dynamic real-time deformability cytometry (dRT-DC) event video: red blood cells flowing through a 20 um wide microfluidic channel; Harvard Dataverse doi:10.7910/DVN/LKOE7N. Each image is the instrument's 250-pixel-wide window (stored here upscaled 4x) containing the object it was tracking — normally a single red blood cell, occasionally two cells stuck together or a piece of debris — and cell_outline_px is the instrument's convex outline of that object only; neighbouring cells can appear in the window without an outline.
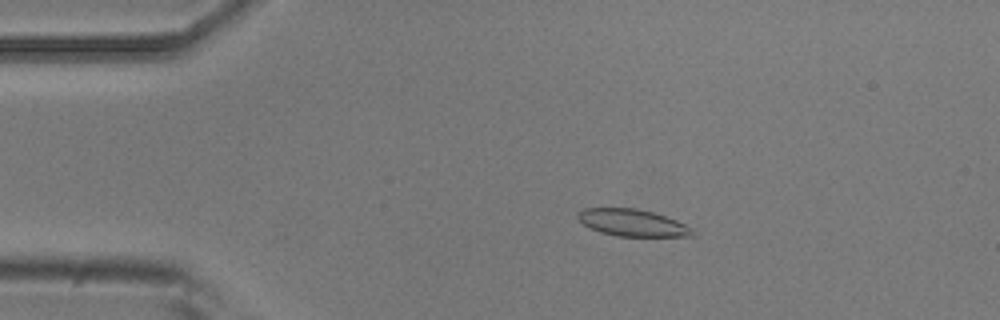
{"species": "common noctule bat (a hibernating species)", "species_latin": "Nyctalus noctula", "temperature_condition": "room temperature", "stored_images_in_passage": 28, "camera_frame_rate_fps": 3000, "um_per_image_px": 0.085, "animal": {"sex": "male", "body_mass_g": 20.5, "forearm_length_mm": 52.5}, "frame": {"image": 1, "passage_image": 10, "time_ms": 3.0, "image_size_px": [1000, 320], "cell_outline_px": [[692, 236], [616, 236], [600, 232], [584, 224], [576, 216], [584, 208], [636, 208], [652, 212], [676, 220], [692, 228]], "centroid_in_image_um": [53.74, 18.93], "position_along_channel_um": 31.3, "area_um2": 17.69}}
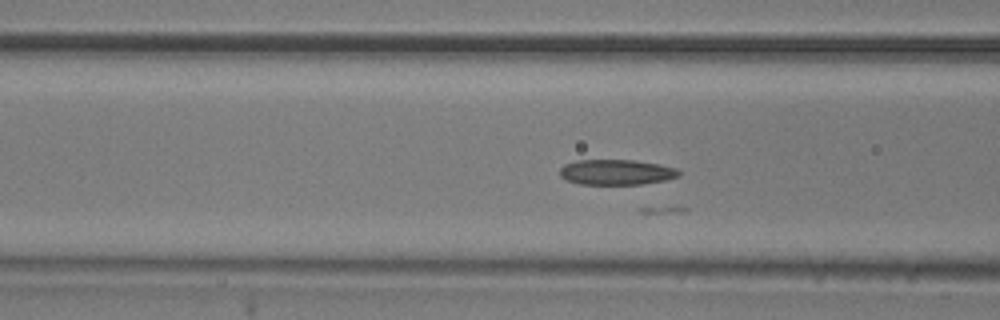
{"frame": {"image": 2, "passage_image": 20, "time_ms": 6.333, "image_size_px": [1000, 320], "cell_outline_px": [[680, 176], [664, 180], [640, 184], [580, 184], [564, 180], [560, 176], [560, 168], [564, 164], [576, 160], [632, 160], [660, 164], [676, 168], [680, 172]], "centroid_in_image_um": [52.36, 14.63], "position_along_channel_um": 114.2, "area_um2": 17.63}}
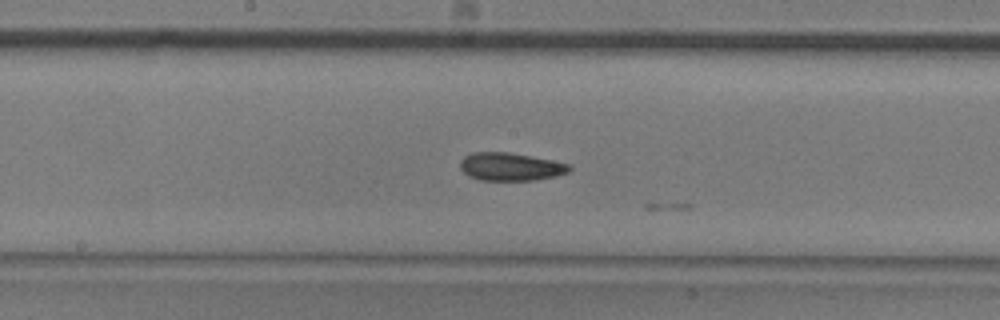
{"frame": {"image": 3, "passage_image": 27, "time_ms": 8.667, "image_size_px": [1000, 320], "cell_outline_px": [[572, 168], [568, 172], [556, 176], [536, 180], [480, 180], [468, 176], [460, 168], [460, 160], [464, 156], [472, 152], [508, 152], [552, 160], [568, 164]], "centroid_in_image_um": [43.37, 14.17], "position_along_channel_um": 204.8, "area_um2": 17.8}}